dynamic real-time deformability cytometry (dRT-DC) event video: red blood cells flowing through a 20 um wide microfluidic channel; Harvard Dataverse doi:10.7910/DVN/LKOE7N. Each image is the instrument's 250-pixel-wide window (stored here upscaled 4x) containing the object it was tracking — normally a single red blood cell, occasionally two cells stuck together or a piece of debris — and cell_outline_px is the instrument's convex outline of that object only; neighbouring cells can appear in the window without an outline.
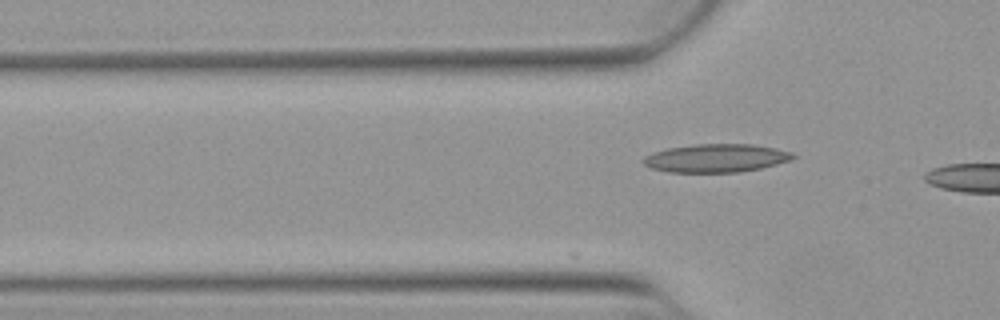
{"species": "Egyptian fruit bat (a non-hibernating species)", "species_latin": "Rousettus aegyptiacus", "temperature_condition": "warm", "stored_images_in_passage": 12, "camera_frame_rate_fps": 3000, "um_per_image_px": 0.085, "animal": {"sex": "female"}, "frame": {"image": 1, "passage_image": 12, "time_ms": 3.667, "image_size_px": [1000, 320], "cell_outline_px": [[796, 156], [792, 160], [760, 168], [740, 172], [668, 172], [652, 168], [644, 164], [640, 160], [644, 156], [652, 152], [668, 148], [696, 144], [752, 144], [776, 148], [792, 152]], "centroid_in_image_um": [60.86, 13.44], "position_along_channel_um": 64.9, "area_um2": 24.74}}